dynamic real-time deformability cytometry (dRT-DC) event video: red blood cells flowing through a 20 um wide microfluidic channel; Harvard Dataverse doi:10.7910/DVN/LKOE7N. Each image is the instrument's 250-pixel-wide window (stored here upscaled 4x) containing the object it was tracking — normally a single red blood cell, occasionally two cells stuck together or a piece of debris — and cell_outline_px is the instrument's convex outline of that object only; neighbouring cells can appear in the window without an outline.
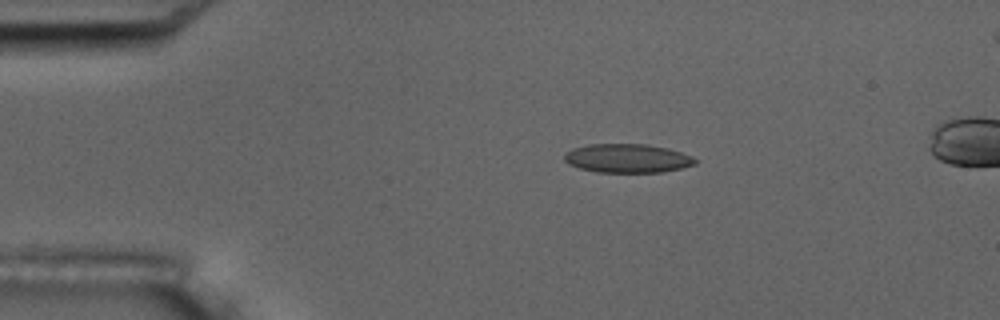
{"species": "common noctule bat (a hibernating species)", "species_latin": "Nyctalus noctula", "temperature_condition": "room temperature", "stored_images_in_passage": 4, "camera_frame_rate_fps": 3000, "um_per_image_px": 0.085, "animal": {"sex": "male", "body_mass_g": 17.5, "forearm_length_mm": 52.3}, "frame": {"image": 1, "passage_image": 2, "time_ms": 2.0, "image_size_px": [1000, 320], "cell_outline_px": [[696, 164], [680, 168], [660, 172], [596, 172], [580, 168], [568, 164], [564, 160], [564, 152], [572, 148], [588, 144], [648, 144], [668, 148], [692, 156], [696, 160]], "centroid_in_image_um": [53.29, 13.45], "position_along_channel_um": 31.7, "area_um2": 22.02}}